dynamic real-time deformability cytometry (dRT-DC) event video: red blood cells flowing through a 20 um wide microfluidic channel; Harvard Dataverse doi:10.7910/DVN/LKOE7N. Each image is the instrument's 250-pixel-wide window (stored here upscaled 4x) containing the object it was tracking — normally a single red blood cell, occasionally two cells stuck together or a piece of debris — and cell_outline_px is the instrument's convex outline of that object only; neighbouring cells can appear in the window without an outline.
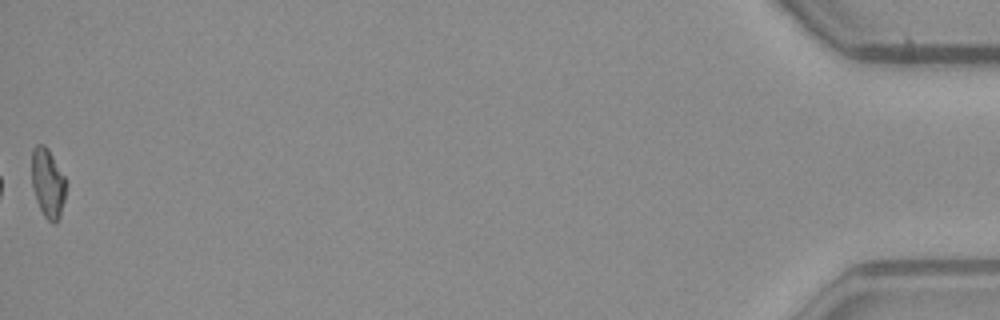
{"species": "common noctule bat (a hibernating species)", "species_latin": "Nyctalus noctula", "temperature_condition": "warm", "stored_images_in_passage": 36, "camera_frame_rate_fps": 3000, "um_per_image_px": 0.085, "animal": {"sex": "male", "body_mass_g": 23.1, "forearm_length_mm": 52.7}, "frame": {"image": 1, "passage_image": 36, "time_ms": 11.667, "image_size_px": [1000, 320], "cell_outline_px": [[68, 184], [60, 216], [56, 224], [52, 224], [44, 216], [36, 200], [32, 188], [32, 148], [36, 144], [44, 144], [48, 148], [68, 180]], "centroid_in_image_um": [4.09, 15.55], "position_along_channel_um": 431.1, "area_um2": 14.28}}